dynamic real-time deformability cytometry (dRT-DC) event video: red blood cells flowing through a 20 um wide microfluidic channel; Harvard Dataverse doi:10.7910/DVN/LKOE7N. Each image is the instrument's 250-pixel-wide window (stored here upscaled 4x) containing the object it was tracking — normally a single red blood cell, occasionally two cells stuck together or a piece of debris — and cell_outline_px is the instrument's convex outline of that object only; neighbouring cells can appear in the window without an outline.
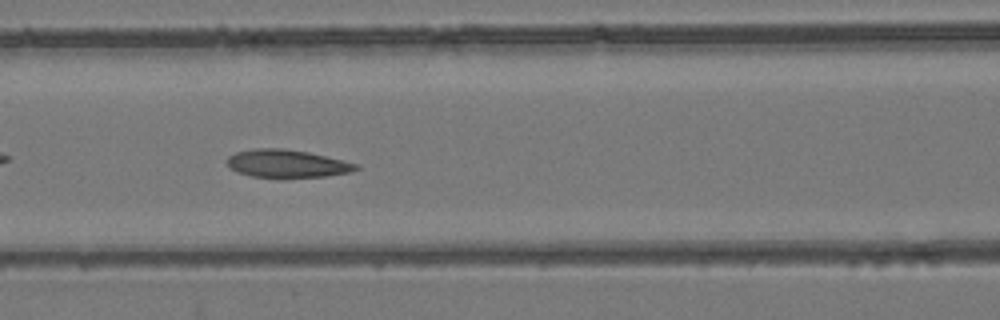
{"species": "common noctule bat (a hibernating species)", "species_latin": "Nyctalus noctula", "temperature_condition": "room temperature", "stored_images_in_passage": 33, "camera_frame_rate_fps": 3000, "um_per_image_px": 0.085, "animal": {"sex": "female", "body_mass_g": 24.6, "forearm_length_mm": 56.2}, "frame": {"image": 1, "passage_image": 8, "time_ms": 2.333, "image_size_px": [1000, 320], "cell_outline_px": [[360, 168], [352, 172], [324, 176], [252, 176], [236, 172], [228, 168], [228, 156], [236, 152], [252, 148], [280, 148], [308, 152], [360, 164]], "centroid_in_image_um": [24.39, 13.88], "position_along_channel_um": 142.2, "area_um2": 20.63}}
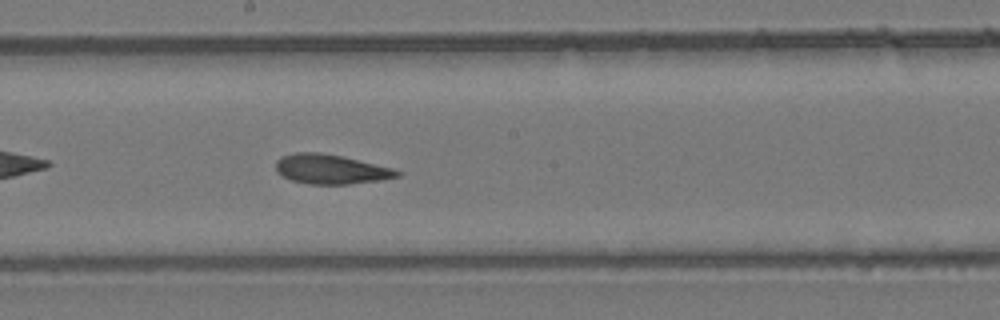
{"frame": {"image": 2, "passage_image": 14, "time_ms": 4.333, "image_size_px": [1000, 320], "cell_outline_px": [[400, 176], [380, 180], [348, 184], [308, 184], [292, 180], [276, 172], [276, 160], [280, 156], [296, 152], [320, 152], [340, 156], [392, 168], [400, 172]], "centroid_in_image_um": [28.07, 14.38], "position_along_channel_um": 220.1, "area_um2": 20.69}}
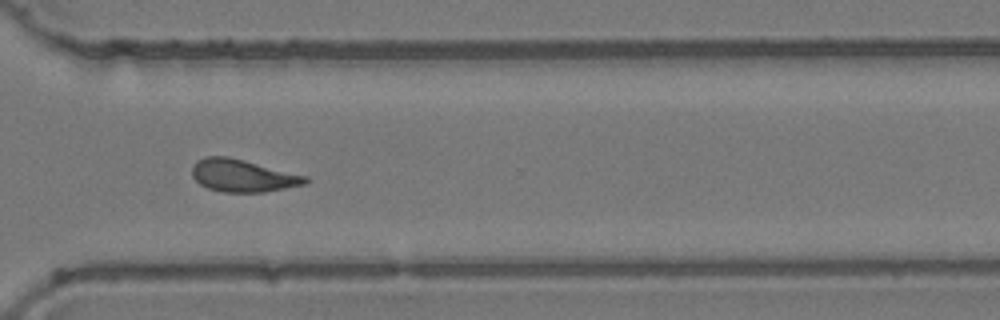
{"frame": {"image": 3, "passage_image": 24, "time_ms": 7.667, "image_size_px": [1000, 320], "cell_outline_px": [[312, 180], [308, 184], [264, 192], [224, 192], [208, 188], [200, 184], [192, 176], [192, 168], [196, 160], [204, 156], [228, 156], [308, 176]], "centroid_in_image_um": [20.67, 14.93], "position_along_channel_um": 349.9, "area_um2": 21.62}}